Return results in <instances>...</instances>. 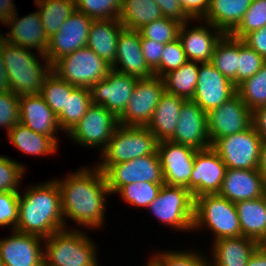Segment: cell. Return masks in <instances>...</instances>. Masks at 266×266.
<instances>
[{
	"label": "cell",
	"mask_w": 266,
	"mask_h": 266,
	"mask_svg": "<svg viewBox=\"0 0 266 266\" xmlns=\"http://www.w3.org/2000/svg\"><path fill=\"white\" fill-rule=\"evenodd\" d=\"M55 181L60 190L65 228L66 217L87 229L104 226L106 198L111 193L104 173L96 165L92 169L83 167Z\"/></svg>",
	"instance_id": "6da1fadb"
},
{
	"label": "cell",
	"mask_w": 266,
	"mask_h": 266,
	"mask_svg": "<svg viewBox=\"0 0 266 266\" xmlns=\"http://www.w3.org/2000/svg\"><path fill=\"white\" fill-rule=\"evenodd\" d=\"M20 193L15 231L45 239L65 228L60 190L54 179L28 186L23 196Z\"/></svg>",
	"instance_id": "7a4b0ae2"
},
{
	"label": "cell",
	"mask_w": 266,
	"mask_h": 266,
	"mask_svg": "<svg viewBox=\"0 0 266 266\" xmlns=\"http://www.w3.org/2000/svg\"><path fill=\"white\" fill-rule=\"evenodd\" d=\"M0 49L9 78V88L20 96L40 94L45 78L52 71V66L45 59L44 64L31 49L17 47L0 37ZM38 60V61H37Z\"/></svg>",
	"instance_id": "3957f363"
},
{
	"label": "cell",
	"mask_w": 266,
	"mask_h": 266,
	"mask_svg": "<svg viewBox=\"0 0 266 266\" xmlns=\"http://www.w3.org/2000/svg\"><path fill=\"white\" fill-rule=\"evenodd\" d=\"M44 242V266H99L96 245L79 229L64 228Z\"/></svg>",
	"instance_id": "277c9868"
},
{
	"label": "cell",
	"mask_w": 266,
	"mask_h": 266,
	"mask_svg": "<svg viewBox=\"0 0 266 266\" xmlns=\"http://www.w3.org/2000/svg\"><path fill=\"white\" fill-rule=\"evenodd\" d=\"M157 144L156 137L146 126L119 125L96 165L104 173L113 164L154 154Z\"/></svg>",
	"instance_id": "5b68a950"
},
{
	"label": "cell",
	"mask_w": 266,
	"mask_h": 266,
	"mask_svg": "<svg viewBox=\"0 0 266 266\" xmlns=\"http://www.w3.org/2000/svg\"><path fill=\"white\" fill-rule=\"evenodd\" d=\"M202 226L213 231L214 241L242 236L235 203L218 194L195 198L193 230Z\"/></svg>",
	"instance_id": "8992f818"
},
{
	"label": "cell",
	"mask_w": 266,
	"mask_h": 266,
	"mask_svg": "<svg viewBox=\"0 0 266 266\" xmlns=\"http://www.w3.org/2000/svg\"><path fill=\"white\" fill-rule=\"evenodd\" d=\"M111 65L85 46L69 53L52 65V71L61 79L75 87L90 89L104 79Z\"/></svg>",
	"instance_id": "52a82bcc"
},
{
	"label": "cell",
	"mask_w": 266,
	"mask_h": 266,
	"mask_svg": "<svg viewBox=\"0 0 266 266\" xmlns=\"http://www.w3.org/2000/svg\"><path fill=\"white\" fill-rule=\"evenodd\" d=\"M194 206L195 199L186 187L164 183L158 196L147 209L170 228L193 232Z\"/></svg>",
	"instance_id": "ba28073f"
},
{
	"label": "cell",
	"mask_w": 266,
	"mask_h": 266,
	"mask_svg": "<svg viewBox=\"0 0 266 266\" xmlns=\"http://www.w3.org/2000/svg\"><path fill=\"white\" fill-rule=\"evenodd\" d=\"M262 142L252 124L245 131L217 139L211 147L227 168L258 169Z\"/></svg>",
	"instance_id": "9c48e42d"
},
{
	"label": "cell",
	"mask_w": 266,
	"mask_h": 266,
	"mask_svg": "<svg viewBox=\"0 0 266 266\" xmlns=\"http://www.w3.org/2000/svg\"><path fill=\"white\" fill-rule=\"evenodd\" d=\"M118 126V117L114 113L92 103L67 136L83 147H99L102 152Z\"/></svg>",
	"instance_id": "30bf717a"
},
{
	"label": "cell",
	"mask_w": 266,
	"mask_h": 266,
	"mask_svg": "<svg viewBox=\"0 0 266 266\" xmlns=\"http://www.w3.org/2000/svg\"><path fill=\"white\" fill-rule=\"evenodd\" d=\"M164 92L159 76L138 79L127 107L118 117L119 125L147 126Z\"/></svg>",
	"instance_id": "8fae6325"
},
{
	"label": "cell",
	"mask_w": 266,
	"mask_h": 266,
	"mask_svg": "<svg viewBox=\"0 0 266 266\" xmlns=\"http://www.w3.org/2000/svg\"><path fill=\"white\" fill-rule=\"evenodd\" d=\"M104 175L111 194H117L123 186L132 183H164L161 161L157 151L152 155L113 164L104 172Z\"/></svg>",
	"instance_id": "7c38bea8"
},
{
	"label": "cell",
	"mask_w": 266,
	"mask_h": 266,
	"mask_svg": "<svg viewBox=\"0 0 266 266\" xmlns=\"http://www.w3.org/2000/svg\"><path fill=\"white\" fill-rule=\"evenodd\" d=\"M252 124L253 112L237 93L207 113V129L211 145L217 139L247 130Z\"/></svg>",
	"instance_id": "4fadbf2b"
},
{
	"label": "cell",
	"mask_w": 266,
	"mask_h": 266,
	"mask_svg": "<svg viewBox=\"0 0 266 266\" xmlns=\"http://www.w3.org/2000/svg\"><path fill=\"white\" fill-rule=\"evenodd\" d=\"M92 21V18L75 10L59 31L48 38L45 55L51 66L65 55L86 46Z\"/></svg>",
	"instance_id": "5bb4252c"
},
{
	"label": "cell",
	"mask_w": 266,
	"mask_h": 266,
	"mask_svg": "<svg viewBox=\"0 0 266 266\" xmlns=\"http://www.w3.org/2000/svg\"><path fill=\"white\" fill-rule=\"evenodd\" d=\"M237 93V87L210 62L200 63L192 101L204 112L219 107Z\"/></svg>",
	"instance_id": "9a60e30c"
},
{
	"label": "cell",
	"mask_w": 266,
	"mask_h": 266,
	"mask_svg": "<svg viewBox=\"0 0 266 266\" xmlns=\"http://www.w3.org/2000/svg\"><path fill=\"white\" fill-rule=\"evenodd\" d=\"M196 151L193 147L170 140L158 142L157 152L165 184L183 186L190 191V177Z\"/></svg>",
	"instance_id": "2e32d148"
},
{
	"label": "cell",
	"mask_w": 266,
	"mask_h": 266,
	"mask_svg": "<svg viewBox=\"0 0 266 266\" xmlns=\"http://www.w3.org/2000/svg\"><path fill=\"white\" fill-rule=\"evenodd\" d=\"M138 78L111 69L91 88L92 103L104 106L119 117L128 105Z\"/></svg>",
	"instance_id": "e0dca14e"
},
{
	"label": "cell",
	"mask_w": 266,
	"mask_h": 266,
	"mask_svg": "<svg viewBox=\"0 0 266 266\" xmlns=\"http://www.w3.org/2000/svg\"><path fill=\"white\" fill-rule=\"evenodd\" d=\"M226 169V165L212 147L197 150L190 177L193 198L204 194H218Z\"/></svg>",
	"instance_id": "ac0fdd59"
},
{
	"label": "cell",
	"mask_w": 266,
	"mask_h": 266,
	"mask_svg": "<svg viewBox=\"0 0 266 266\" xmlns=\"http://www.w3.org/2000/svg\"><path fill=\"white\" fill-rule=\"evenodd\" d=\"M13 235L0 238L3 266H44L43 238L28 233L11 231Z\"/></svg>",
	"instance_id": "d6986e66"
},
{
	"label": "cell",
	"mask_w": 266,
	"mask_h": 266,
	"mask_svg": "<svg viewBox=\"0 0 266 266\" xmlns=\"http://www.w3.org/2000/svg\"><path fill=\"white\" fill-rule=\"evenodd\" d=\"M170 141L193 147L196 150L211 147L207 129V113L192 100H186Z\"/></svg>",
	"instance_id": "ffe728a7"
},
{
	"label": "cell",
	"mask_w": 266,
	"mask_h": 266,
	"mask_svg": "<svg viewBox=\"0 0 266 266\" xmlns=\"http://www.w3.org/2000/svg\"><path fill=\"white\" fill-rule=\"evenodd\" d=\"M15 13L5 24L9 25L8 34H1L0 37L6 42L28 49L38 50L39 57L46 58V49L48 47V37L42 25L38 11L17 18Z\"/></svg>",
	"instance_id": "44dd1931"
},
{
	"label": "cell",
	"mask_w": 266,
	"mask_h": 266,
	"mask_svg": "<svg viewBox=\"0 0 266 266\" xmlns=\"http://www.w3.org/2000/svg\"><path fill=\"white\" fill-rule=\"evenodd\" d=\"M111 69L138 79L154 75L141 51L140 33L138 30L126 28L121 30L117 41L115 62L111 65Z\"/></svg>",
	"instance_id": "7402d4cb"
},
{
	"label": "cell",
	"mask_w": 266,
	"mask_h": 266,
	"mask_svg": "<svg viewBox=\"0 0 266 266\" xmlns=\"http://www.w3.org/2000/svg\"><path fill=\"white\" fill-rule=\"evenodd\" d=\"M187 29L188 22L182 23L178 33L188 61L210 62L215 46L224 33L209 22ZM207 23V24H206ZM210 29V30H209ZM212 30V31H211Z\"/></svg>",
	"instance_id": "603a6c76"
},
{
	"label": "cell",
	"mask_w": 266,
	"mask_h": 266,
	"mask_svg": "<svg viewBox=\"0 0 266 266\" xmlns=\"http://www.w3.org/2000/svg\"><path fill=\"white\" fill-rule=\"evenodd\" d=\"M19 123L36 133L50 136L57 144V130H61L57 115L46 104L41 94L23 95L19 99Z\"/></svg>",
	"instance_id": "cb8c5ba5"
},
{
	"label": "cell",
	"mask_w": 266,
	"mask_h": 266,
	"mask_svg": "<svg viewBox=\"0 0 266 266\" xmlns=\"http://www.w3.org/2000/svg\"><path fill=\"white\" fill-rule=\"evenodd\" d=\"M264 177L258 169L227 168L218 195L233 203L263 197Z\"/></svg>",
	"instance_id": "d4e9b609"
},
{
	"label": "cell",
	"mask_w": 266,
	"mask_h": 266,
	"mask_svg": "<svg viewBox=\"0 0 266 266\" xmlns=\"http://www.w3.org/2000/svg\"><path fill=\"white\" fill-rule=\"evenodd\" d=\"M212 242V266H247L252 253L260 245L256 240L244 236L222 238Z\"/></svg>",
	"instance_id": "484cf974"
},
{
	"label": "cell",
	"mask_w": 266,
	"mask_h": 266,
	"mask_svg": "<svg viewBox=\"0 0 266 266\" xmlns=\"http://www.w3.org/2000/svg\"><path fill=\"white\" fill-rule=\"evenodd\" d=\"M123 28L119 19L93 20L86 46L112 65L115 62L119 34Z\"/></svg>",
	"instance_id": "4316f807"
},
{
	"label": "cell",
	"mask_w": 266,
	"mask_h": 266,
	"mask_svg": "<svg viewBox=\"0 0 266 266\" xmlns=\"http://www.w3.org/2000/svg\"><path fill=\"white\" fill-rule=\"evenodd\" d=\"M186 100L179 96L164 92L157 104L147 128L158 142L170 140L178 123L181 107Z\"/></svg>",
	"instance_id": "83f0119b"
},
{
	"label": "cell",
	"mask_w": 266,
	"mask_h": 266,
	"mask_svg": "<svg viewBox=\"0 0 266 266\" xmlns=\"http://www.w3.org/2000/svg\"><path fill=\"white\" fill-rule=\"evenodd\" d=\"M252 0H210L209 9L202 20L217 27L224 34H231L241 23Z\"/></svg>",
	"instance_id": "f1b7e54d"
},
{
	"label": "cell",
	"mask_w": 266,
	"mask_h": 266,
	"mask_svg": "<svg viewBox=\"0 0 266 266\" xmlns=\"http://www.w3.org/2000/svg\"><path fill=\"white\" fill-rule=\"evenodd\" d=\"M242 236L266 241V202L263 197L235 203Z\"/></svg>",
	"instance_id": "f546056e"
},
{
	"label": "cell",
	"mask_w": 266,
	"mask_h": 266,
	"mask_svg": "<svg viewBox=\"0 0 266 266\" xmlns=\"http://www.w3.org/2000/svg\"><path fill=\"white\" fill-rule=\"evenodd\" d=\"M7 134L9 142L26 155L49 156L58 149V144L50 136L36 133L21 123L12 127Z\"/></svg>",
	"instance_id": "4dcf8cb0"
},
{
	"label": "cell",
	"mask_w": 266,
	"mask_h": 266,
	"mask_svg": "<svg viewBox=\"0 0 266 266\" xmlns=\"http://www.w3.org/2000/svg\"><path fill=\"white\" fill-rule=\"evenodd\" d=\"M162 17L161 8L154 0H122L118 19L124 28L138 30Z\"/></svg>",
	"instance_id": "1f68e13d"
},
{
	"label": "cell",
	"mask_w": 266,
	"mask_h": 266,
	"mask_svg": "<svg viewBox=\"0 0 266 266\" xmlns=\"http://www.w3.org/2000/svg\"><path fill=\"white\" fill-rule=\"evenodd\" d=\"M239 39L224 34L215 46L210 63L238 86Z\"/></svg>",
	"instance_id": "d6a6232c"
},
{
	"label": "cell",
	"mask_w": 266,
	"mask_h": 266,
	"mask_svg": "<svg viewBox=\"0 0 266 266\" xmlns=\"http://www.w3.org/2000/svg\"><path fill=\"white\" fill-rule=\"evenodd\" d=\"M198 65L200 62L187 61L178 69L165 74L162 77L165 92L184 100H192L197 86Z\"/></svg>",
	"instance_id": "836d02e7"
},
{
	"label": "cell",
	"mask_w": 266,
	"mask_h": 266,
	"mask_svg": "<svg viewBox=\"0 0 266 266\" xmlns=\"http://www.w3.org/2000/svg\"><path fill=\"white\" fill-rule=\"evenodd\" d=\"M35 4L48 38L58 32L76 10L75 0H35Z\"/></svg>",
	"instance_id": "e575fe53"
},
{
	"label": "cell",
	"mask_w": 266,
	"mask_h": 266,
	"mask_svg": "<svg viewBox=\"0 0 266 266\" xmlns=\"http://www.w3.org/2000/svg\"><path fill=\"white\" fill-rule=\"evenodd\" d=\"M92 104L91 91L88 88L76 87L67 94L66 107L57 115L62 131L70 132L87 112Z\"/></svg>",
	"instance_id": "d590c367"
},
{
	"label": "cell",
	"mask_w": 266,
	"mask_h": 266,
	"mask_svg": "<svg viewBox=\"0 0 266 266\" xmlns=\"http://www.w3.org/2000/svg\"><path fill=\"white\" fill-rule=\"evenodd\" d=\"M237 94L252 112L266 106V63L237 86Z\"/></svg>",
	"instance_id": "8d00e7d4"
},
{
	"label": "cell",
	"mask_w": 266,
	"mask_h": 266,
	"mask_svg": "<svg viewBox=\"0 0 266 266\" xmlns=\"http://www.w3.org/2000/svg\"><path fill=\"white\" fill-rule=\"evenodd\" d=\"M75 88L51 71L44 80L40 94L46 104L58 115L66 107L67 94H71Z\"/></svg>",
	"instance_id": "74e56055"
},
{
	"label": "cell",
	"mask_w": 266,
	"mask_h": 266,
	"mask_svg": "<svg viewBox=\"0 0 266 266\" xmlns=\"http://www.w3.org/2000/svg\"><path fill=\"white\" fill-rule=\"evenodd\" d=\"M164 183H132L123 186L117 193L127 203L132 206L145 207L155 200Z\"/></svg>",
	"instance_id": "f35d334b"
},
{
	"label": "cell",
	"mask_w": 266,
	"mask_h": 266,
	"mask_svg": "<svg viewBox=\"0 0 266 266\" xmlns=\"http://www.w3.org/2000/svg\"><path fill=\"white\" fill-rule=\"evenodd\" d=\"M181 24L178 20L162 17L142 26L138 31L144 38L166 44L178 38Z\"/></svg>",
	"instance_id": "ab89813d"
},
{
	"label": "cell",
	"mask_w": 266,
	"mask_h": 266,
	"mask_svg": "<svg viewBox=\"0 0 266 266\" xmlns=\"http://www.w3.org/2000/svg\"><path fill=\"white\" fill-rule=\"evenodd\" d=\"M122 0H75L76 10L93 20L118 19Z\"/></svg>",
	"instance_id": "60d3db41"
},
{
	"label": "cell",
	"mask_w": 266,
	"mask_h": 266,
	"mask_svg": "<svg viewBox=\"0 0 266 266\" xmlns=\"http://www.w3.org/2000/svg\"><path fill=\"white\" fill-rule=\"evenodd\" d=\"M266 26V0H252L250 7L238 27L231 33L235 38L242 39L251 31Z\"/></svg>",
	"instance_id": "b9f144b4"
},
{
	"label": "cell",
	"mask_w": 266,
	"mask_h": 266,
	"mask_svg": "<svg viewBox=\"0 0 266 266\" xmlns=\"http://www.w3.org/2000/svg\"><path fill=\"white\" fill-rule=\"evenodd\" d=\"M26 168L21 163L0 155V192H19ZM24 174V175H23Z\"/></svg>",
	"instance_id": "7bdbcfd3"
},
{
	"label": "cell",
	"mask_w": 266,
	"mask_h": 266,
	"mask_svg": "<svg viewBox=\"0 0 266 266\" xmlns=\"http://www.w3.org/2000/svg\"><path fill=\"white\" fill-rule=\"evenodd\" d=\"M265 63L261 55L239 39L238 85L255 75Z\"/></svg>",
	"instance_id": "ee69618b"
},
{
	"label": "cell",
	"mask_w": 266,
	"mask_h": 266,
	"mask_svg": "<svg viewBox=\"0 0 266 266\" xmlns=\"http://www.w3.org/2000/svg\"><path fill=\"white\" fill-rule=\"evenodd\" d=\"M173 251V252H172ZM161 251L155 256L164 266H212L210 261L195 251Z\"/></svg>",
	"instance_id": "f6af8a7d"
},
{
	"label": "cell",
	"mask_w": 266,
	"mask_h": 266,
	"mask_svg": "<svg viewBox=\"0 0 266 266\" xmlns=\"http://www.w3.org/2000/svg\"><path fill=\"white\" fill-rule=\"evenodd\" d=\"M187 61L182 44L178 38L170 43H166L159 64V77L162 78L170 71L178 69Z\"/></svg>",
	"instance_id": "bcb514c9"
},
{
	"label": "cell",
	"mask_w": 266,
	"mask_h": 266,
	"mask_svg": "<svg viewBox=\"0 0 266 266\" xmlns=\"http://www.w3.org/2000/svg\"><path fill=\"white\" fill-rule=\"evenodd\" d=\"M19 99L11 91L0 92V127H5L7 132L19 123Z\"/></svg>",
	"instance_id": "7dc6e473"
},
{
	"label": "cell",
	"mask_w": 266,
	"mask_h": 266,
	"mask_svg": "<svg viewBox=\"0 0 266 266\" xmlns=\"http://www.w3.org/2000/svg\"><path fill=\"white\" fill-rule=\"evenodd\" d=\"M19 192H0V227L12 225L15 230L18 221Z\"/></svg>",
	"instance_id": "c3c4849f"
},
{
	"label": "cell",
	"mask_w": 266,
	"mask_h": 266,
	"mask_svg": "<svg viewBox=\"0 0 266 266\" xmlns=\"http://www.w3.org/2000/svg\"><path fill=\"white\" fill-rule=\"evenodd\" d=\"M141 51L148 67L159 76V64L165 44L156 42L140 35Z\"/></svg>",
	"instance_id": "681fc988"
},
{
	"label": "cell",
	"mask_w": 266,
	"mask_h": 266,
	"mask_svg": "<svg viewBox=\"0 0 266 266\" xmlns=\"http://www.w3.org/2000/svg\"><path fill=\"white\" fill-rule=\"evenodd\" d=\"M210 5V0H181V8L186 16L193 20H202Z\"/></svg>",
	"instance_id": "f907efd6"
},
{
	"label": "cell",
	"mask_w": 266,
	"mask_h": 266,
	"mask_svg": "<svg viewBox=\"0 0 266 266\" xmlns=\"http://www.w3.org/2000/svg\"><path fill=\"white\" fill-rule=\"evenodd\" d=\"M242 41L266 60V26L246 34Z\"/></svg>",
	"instance_id": "816d5d0a"
},
{
	"label": "cell",
	"mask_w": 266,
	"mask_h": 266,
	"mask_svg": "<svg viewBox=\"0 0 266 266\" xmlns=\"http://www.w3.org/2000/svg\"><path fill=\"white\" fill-rule=\"evenodd\" d=\"M161 8L163 16L178 20L181 23L189 22V18L182 10L177 0H154Z\"/></svg>",
	"instance_id": "f5cc1de1"
},
{
	"label": "cell",
	"mask_w": 266,
	"mask_h": 266,
	"mask_svg": "<svg viewBox=\"0 0 266 266\" xmlns=\"http://www.w3.org/2000/svg\"><path fill=\"white\" fill-rule=\"evenodd\" d=\"M253 126L262 140H266V106L258 108L253 112Z\"/></svg>",
	"instance_id": "db71d44e"
},
{
	"label": "cell",
	"mask_w": 266,
	"mask_h": 266,
	"mask_svg": "<svg viewBox=\"0 0 266 266\" xmlns=\"http://www.w3.org/2000/svg\"><path fill=\"white\" fill-rule=\"evenodd\" d=\"M13 0H0V22L5 24L16 12Z\"/></svg>",
	"instance_id": "11a10c76"
},
{
	"label": "cell",
	"mask_w": 266,
	"mask_h": 266,
	"mask_svg": "<svg viewBox=\"0 0 266 266\" xmlns=\"http://www.w3.org/2000/svg\"><path fill=\"white\" fill-rule=\"evenodd\" d=\"M247 266H266V247L263 244L252 253Z\"/></svg>",
	"instance_id": "9f6ffc18"
},
{
	"label": "cell",
	"mask_w": 266,
	"mask_h": 266,
	"mask_svg": "<svg viewBox=\"0 0 266 266\" xmlns=\"http://www.w3.org/2000/svg\"><path fill=\"white\" fill-rule=\"evenodd\" d=\"M9 88V78L5 70V65L3 62L1 49H0V92H8Z\"/></svg>",
	"instance_id": "6f0895ef"
},
{
	"label": "cell",
	"mask_w": 266,
	"mask_h": 266,
	"mask_svg": "<svg viewBox=\"0 0 266 266\" xmlns=\"http://www.w3.org/2000/svg\"><path fill=\"white\" fill-rule=\"evenodd\" d=\"M258 170L263 175L264 180H266V140H263L262 142Z\"/></svg>",
	"instance_id": "680465c9"
},
{
	"label": "cell",
	"mask_w": 266,
	"mask_h": 266,
	"mask_svg": "<svg viewBox=\"0 0 266 266\" xmlns=\"http://www.w3.org/2000/svg\"><path fill=\"white\" fill-rule=\"evenodd\" d=\"M145 266H164V265L156 256H153L149 260V263Z\"/></svg>",
	"instance_id": "91938a15"
},
{
	"label": "cell",
	"mask_w": 266,
	"mask_h": 266,
	"mask_svg": "<svg viewBox=\"0 0 266 266\" xmlns=\"http://www.w3.org/2000/svg\"><path fill=\"white\" fill-rule=\"evenodd\" d=\"M263 198H264V200H265V202H266V180H265V182H264Z\"/></svg>",
	"instance_id": "94428289"
},
{
	"label": "cell",
	"mask_w": 266,
	"mask_h": 266,
	"mask_svg": "<svg viewBox=\"0 0 266 266\" xmlns=\"http://www.w3.org/2000/svg\"><path fill=\"white\" fill-rule=\"evenodd\" d=\"M3 264H2V260H1V256H0V266H2Z\"/></svg>",
	"instance_id": "6125c7cd"
}]
</instances>
